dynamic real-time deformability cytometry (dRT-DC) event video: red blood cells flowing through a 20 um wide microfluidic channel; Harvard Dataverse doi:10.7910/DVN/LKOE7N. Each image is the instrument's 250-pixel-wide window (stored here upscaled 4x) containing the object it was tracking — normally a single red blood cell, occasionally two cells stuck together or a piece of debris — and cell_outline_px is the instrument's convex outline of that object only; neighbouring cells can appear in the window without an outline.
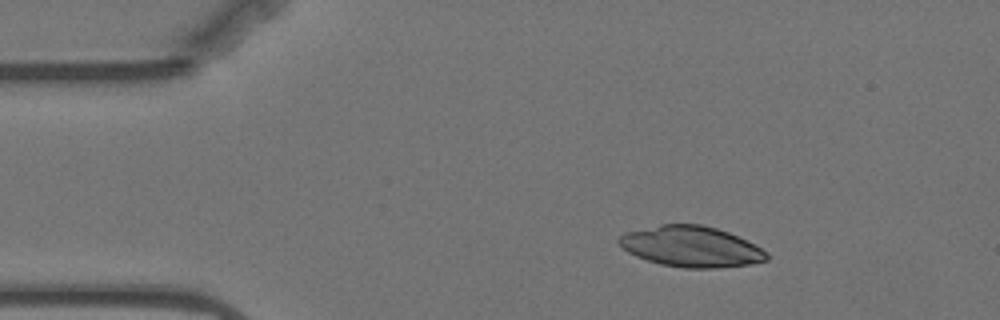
{"species": "Egyptian fruit bat (a non-hibernating species)", "species_latin": "Rousettus aegyptiacus", "temperature_condition": "warm", "stored_images_in_passage": 56, "camera_frame_rate_fps": 3000, "um_per_image_px": 0.085, "animal": {"sex": "female"}, "frame": {"image": 1, "passage_image": 8, "time_ms": 2.333, "image_size_px": [1000, 320], "cell_outline_px": [[768, 260], [748, 264], [716, 268], [684, 268], [660, 264], [636, 256], [628, 252], [616, 240], [624, 232], [660, 224], [700, 224], [716, 228], [728, 232], [760, 248], [768, 256]], "centroid_in_image_um": [58.69, 20.95], "position_along_channel_um": 26.3, "area_um2": 34.74}}
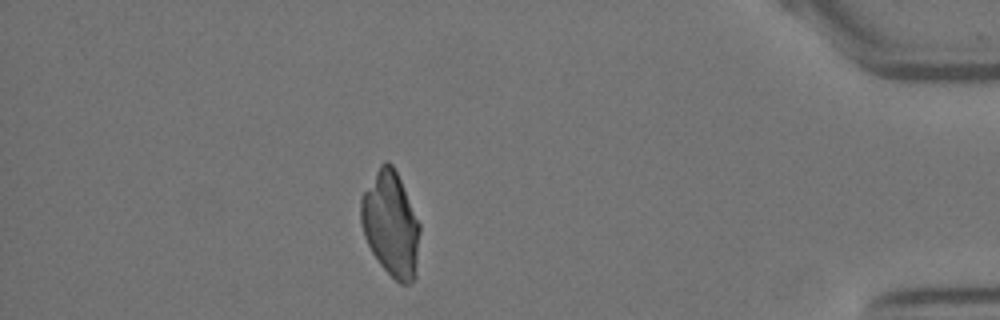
{"frame": {"image": 2, "passage_image": 49, "time_ms": 16.0, "image_size_px": [1000, 320], "cell_outline_px": [[420, 232], [416, 276], [408, 284], [400, 284], [380, 264], [372, 252], [364, 236], [360, 220], [360, 196], [380, 164], [384, 160], [388, 160], [392, 164], [400, 180], [420, 224]], "centroid_in_image_um": [33.2, 19.04], "position_along_channel_um": 402.0, "area_um2": 36.01}}